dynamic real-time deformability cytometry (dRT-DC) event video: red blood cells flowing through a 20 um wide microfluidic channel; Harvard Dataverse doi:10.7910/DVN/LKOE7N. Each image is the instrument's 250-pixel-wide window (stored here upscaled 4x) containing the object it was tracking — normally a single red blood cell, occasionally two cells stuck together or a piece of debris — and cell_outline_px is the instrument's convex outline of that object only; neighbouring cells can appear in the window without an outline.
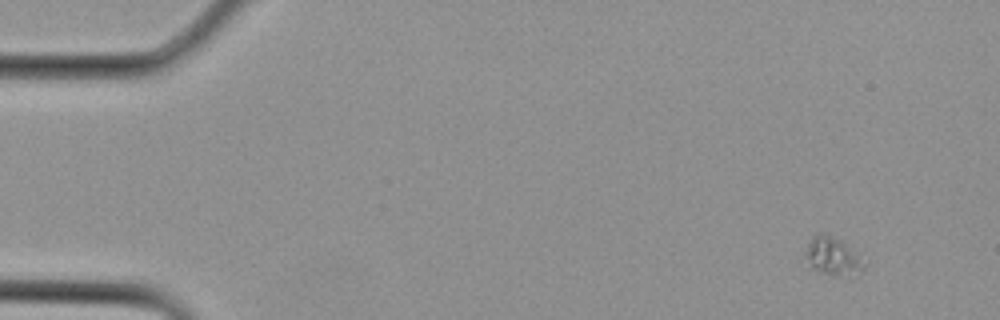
{"species": "Egyptian fruit bat (a non-hibernating species)", "species_latin": "Rousettus aegyptiacus", "temperature_condition": "cold", "stored_images_in_passage": 3, "camera_frame_rate_fps": 3000, "um_per_image_px": 0.085, "animal": {"sex": "female"}, "frame": {"image": 1, "passage_image": 1, "time_ms": 0.0, "image_size_px": [1000, 320], "cell_outline_px": [[868, 264], [860, 272], [840, 276], [808, 268], [804, 256], [804, 252], [812, 236], [820, 232], [832, 236], [840, 240]], "centroid_in_image_um": [70.73, 21.78], "position_along_channel_um": 14.3, "area_um2": 12.89}}